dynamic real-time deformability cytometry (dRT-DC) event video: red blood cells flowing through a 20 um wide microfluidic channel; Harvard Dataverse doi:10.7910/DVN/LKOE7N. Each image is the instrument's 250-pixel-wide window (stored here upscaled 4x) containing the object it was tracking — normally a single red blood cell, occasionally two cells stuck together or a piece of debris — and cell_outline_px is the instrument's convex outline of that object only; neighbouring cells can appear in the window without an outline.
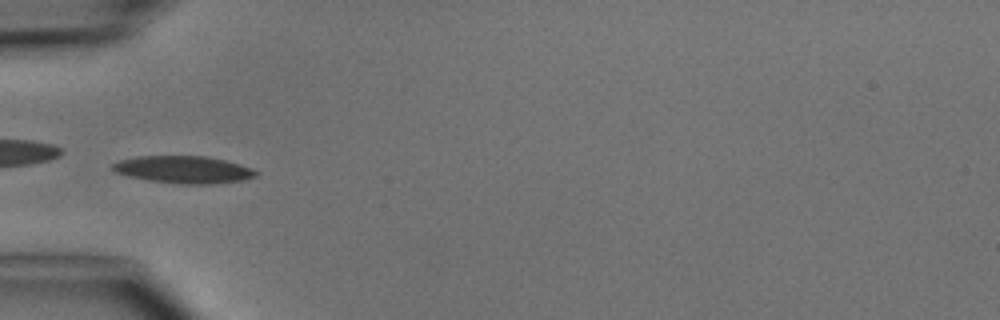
{"species": "common noctule bat (a hibernating species)", "species_latin": "Nyctalus noctula", "temperature_condition": "cold", "stored_images_in_passage": 5, "camera_frame_rate_fps": 3000, "um_per_image_px": 0.085, "animal": {"sex": "male", "body_mass_g": 15.6}, "frame": {"image": 1, "passage_image": 4, "time_ms": 3.667, "image_size_px": [1000, 320], "cell_outline_px": [[260, 172], [256, 176], [244, 180], [212, 184], [180, 184], [148, 180], [128, 176], [116, 172], [112, 168], [112, 164], [120, 160], [136, 156], [208, 156], [240, 164], [252, 168]], "centroid_in_image_um": [15.64, 14.42], "position_along_channel_um": 69.4, "area_um2": 22.89}}